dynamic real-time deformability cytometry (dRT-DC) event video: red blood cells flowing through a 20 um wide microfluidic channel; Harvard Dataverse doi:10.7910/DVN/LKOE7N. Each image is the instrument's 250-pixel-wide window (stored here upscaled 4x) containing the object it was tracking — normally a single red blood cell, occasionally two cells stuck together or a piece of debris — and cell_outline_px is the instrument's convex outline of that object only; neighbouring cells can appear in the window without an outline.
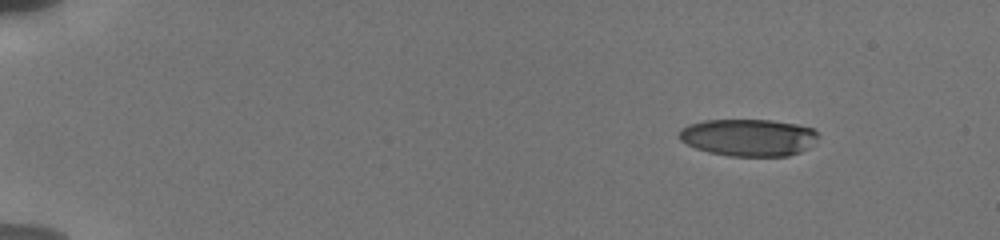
{"species": "human", "species_latin": "Homo sapiens", "temperature_condition": "cold", "stored_images_in_passage": 8, "camera_frame_rate_fps": 3000, "um_per_image_px": 0.085, "donor": {"sex": "male"}, "frame": {"image": 1, "passage_image": 1, "time_ms": 0.0, "image_size_px": [1000, 240], "cell_outline_px": [[820, 136], [808, 148], [800, 152], [788, 156], [728, 156], [708, 152], [696, 148], [680, 140], [676, 136], [680, 128], [688, 124], [704, 120], [772, 120], [796, 124], [812, 128], [820, 132]], "centroid_in_image_um": [63.61, 11.68], "position_along_channel_um": 21.4, "area_um2": 30.46}}
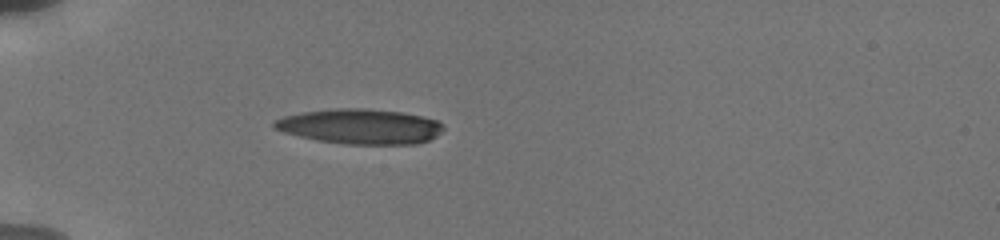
{"frame": {"image": 2, "passage_image": 6, "time_ms": 3.667, "image_size_px": [1000, 240], "cell_outline_px": [[444, 128], [436, 136], [428, 140], [416, 144], [344, 144], [316, 140], [284, 132], [272, 128], [272, 124], [276, 120], [284, 116], [304, 112], [332, 108], [364, 108], [400, 112], [420, 116], [436, 120]], "centroid_in_image_um": [30.59, 10.75], "position_along_channel_um": 54.4, "area_um2": 34.33}}
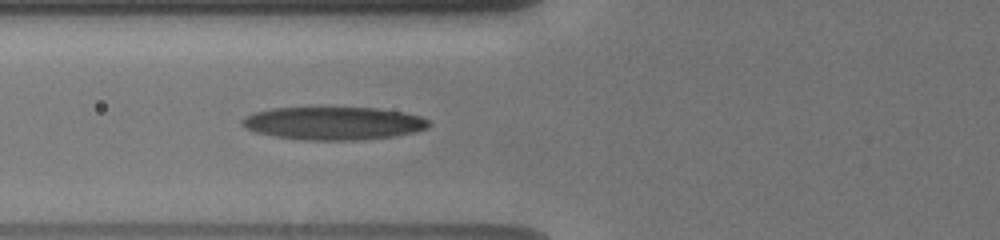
{"frame": {"image": 3, "passage_image": 8, "time_ms": 5.333, "image_size_px": [1000, 240], "cell_outline_px": [[432, 124], [428, 128], [416, 132], [392, 136], [364, 140], [304, 140], [276, 136], [256, 132], [244, 128], [240, 124], [240, 120], [244, 116], [252, 112], [272, 108], [376, 108], [400, 112], [420, 116], [428, 120]], "centroid_in_image_um": [28.32, 10.48], "position_along_channel_um": 97.5, "area_um2": 36.01}}